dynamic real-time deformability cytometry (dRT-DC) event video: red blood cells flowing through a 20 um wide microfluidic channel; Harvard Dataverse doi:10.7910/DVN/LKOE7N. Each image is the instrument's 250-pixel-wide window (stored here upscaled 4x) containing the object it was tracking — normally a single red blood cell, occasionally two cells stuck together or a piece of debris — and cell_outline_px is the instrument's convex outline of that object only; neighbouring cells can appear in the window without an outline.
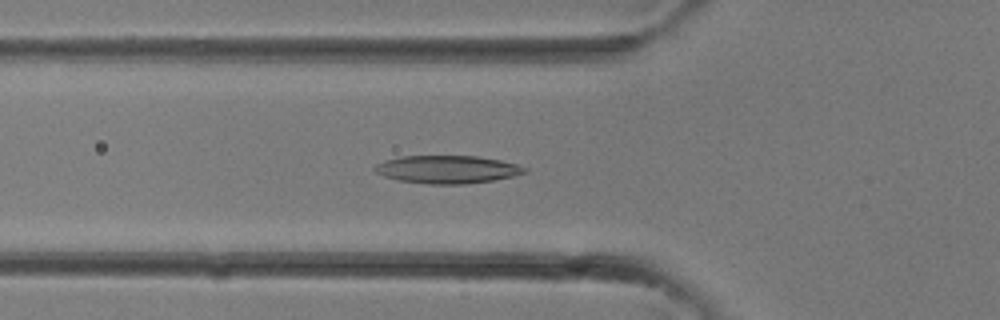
{"species": "common noctule bat (a hibernating species)", "species_latin": "Nyctalus noctula", "temperature_condition": "room temperature", "stored_images_in_passage": 31, "camera_frame_rate_fps": 3000, "um_per_image_px": 0.085, "animal": {"sex": "female"}, "frame": {"image": 1, "passage_image": 12, "time_ms": 3.667, "image_size_px": [1000, 320], "cell_outline_px": [[528, 172], [512, 176], [492, 180], [464, 184], [428, 184], [400, 180], [384, 176], [376, 172], [372, 168], [376, 164], [384, 160], [400, 156], [476, 156], [500, 160], [516, 164], [528, 168]], "centroid_in_image_um": [38.01, 14.39], "position_along_channel_um": 87.8, "area_um2": 24.28}}
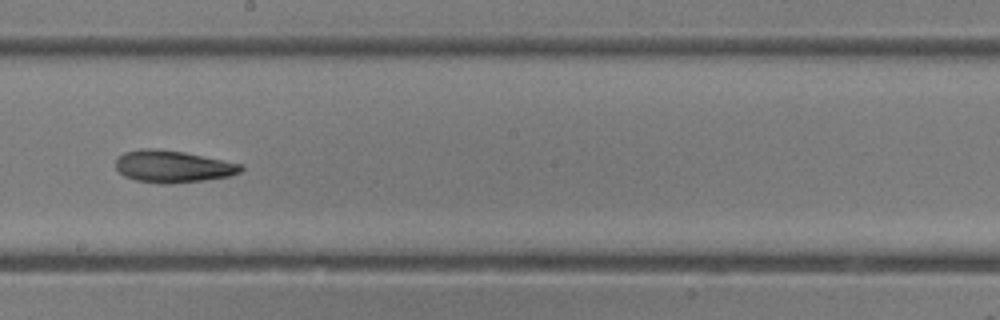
{"frame": {"image": 2, "passage_image": 19, "time_ms": 6.0, "image_size_px": [1000, 320], "cell_outline_px": [[244, 168], [240, 172], [228, 176], [204, 180], [172, 184], [164, 184], [136, 180], [124, 176], [116, 168], [116, 160], [124, 152], [140, 148], [156, 148], [184, 152], [244, 164]], "centroid_in_image_um": [14.7, 14.14], "position_along_channel_um": 233.5, "area_um2": 23.47}}
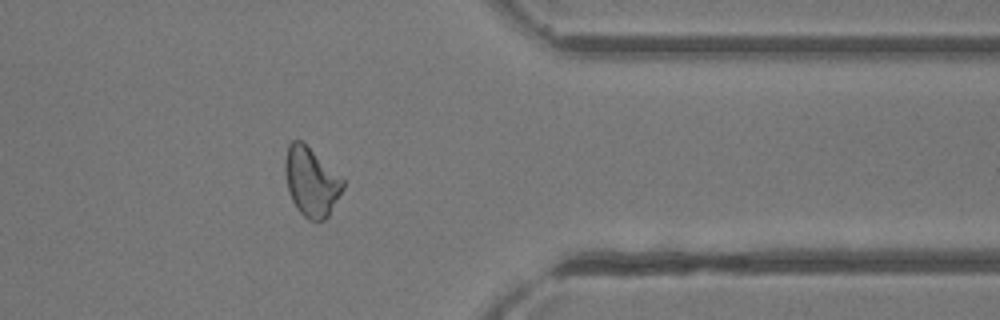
{"frame": {"image": 3, "passage_image": 27, "time_ms": 8.667, "image_size_px": [1000, 320], "cell_outline_px": [[344, 188], [328, 216], [324, 220], [308, 220], [296, 208], [288, 192], [284, 172], [284, 160], [288, 144], [292, 140], [300, 140], [344, 180]], "centroid_in_image_um": [26.42, 15.47], "position_along_channel_um": 385.0, "area_um2": 23.0}}